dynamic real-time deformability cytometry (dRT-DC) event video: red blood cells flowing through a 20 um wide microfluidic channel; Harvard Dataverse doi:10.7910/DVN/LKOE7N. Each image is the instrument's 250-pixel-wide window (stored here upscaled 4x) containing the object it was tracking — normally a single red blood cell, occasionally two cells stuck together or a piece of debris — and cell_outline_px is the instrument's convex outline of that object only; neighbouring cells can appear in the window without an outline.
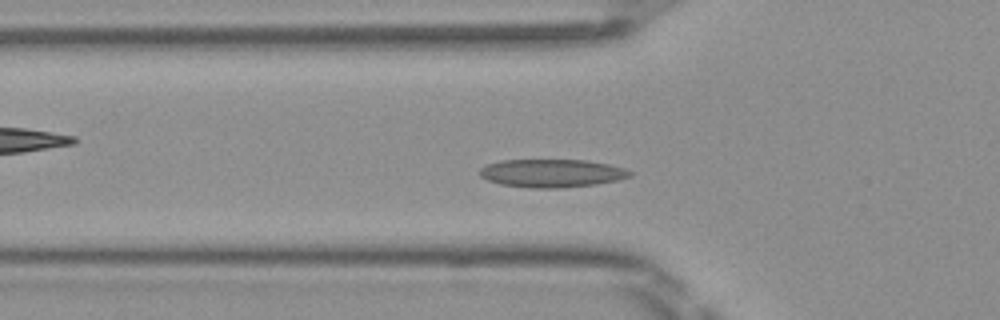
{"species": "Egyptian fruit bat (a non-hibernating species)", "species_latin": "Rousettus aegyptiacus", "temperature_condition": "room temperature", "stored_images_in_passage": 43, "camera_frame_rate_fps": 3000, "um_per_image_px": 0.085, "frame": {"image": 1, "passage_image": 10, "time_ms": 3.0, "image_size_px": [1000, 320], "cell_outline_px": [[632, 176], [620, 180], [596, 184], [564, 188], [532, 188], [500, 184], [488, 180], [480, 176], [480, 168], [488, 164], [500, 160], [588, 160], [608, 164], [624, 168], [632, 172]], "centroid_in_image_um": [46.93, 14.72], "position_along_channel_um": 78.9, "area_um2": 24.74}}
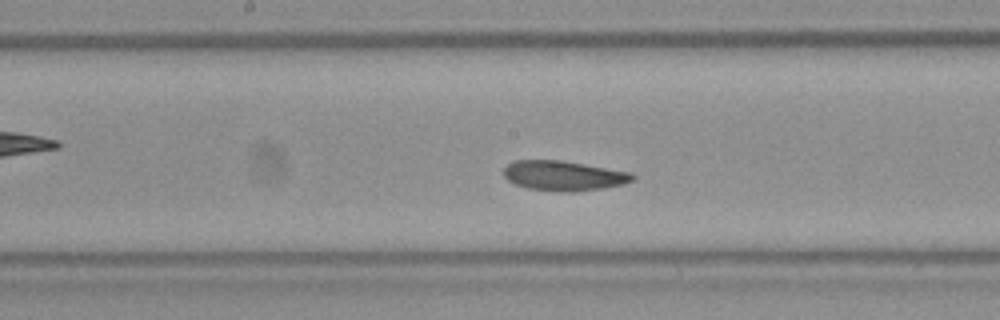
{"frame": {"image": 2, "passage_image": 19, "time_ms": 6.0, "image_size_px": [1000, 320], "cell_outline_px": [[636, 176], [632, 180], [624, 184], [576, 192], [568, 192], [528, 188], [516, 184], [508, 180], [504, 176], [504, 168], [512, 160], [560, 160], [632, 172]], "centroid_in_image_um": [47.91, 14.92], "position_along_channel_um": 200.3, "area_um2": 22.31}}
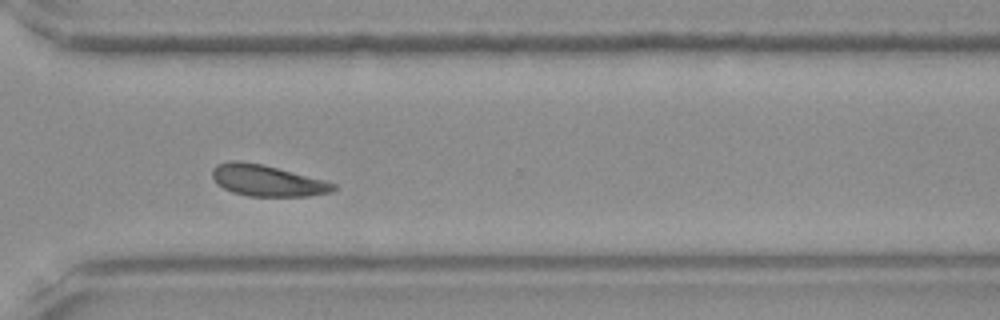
{"frame": {"image": 3, "passage_image": 30, "time_ms": 9.667, "image_size_px": [1000, 320], "cell_outline_px": [[336, 188], [332, 192], [308, 196], [248, 196], [232, 192], [216, 184], [212, 176], [212, 168], [216, 164], [232, 160], [236, 160], [260, 164], [324, 180], [336, 184]], "centroid_in_image_um": [22.67, 15.35], "position_along_channel_um": 347.9, "area_um2": 21.91}, "authors_computed_cell_mechanics": {"area_um2": 22.3686, "velocity_mm_per_s": 4.0305, "shape_relaxation_time_tau1_ms": 8.3283, "shape_relaxation_time_tau2_ms": null, "deformation_change_tau1": 0.1606, "deformation_change_tau2": null}}